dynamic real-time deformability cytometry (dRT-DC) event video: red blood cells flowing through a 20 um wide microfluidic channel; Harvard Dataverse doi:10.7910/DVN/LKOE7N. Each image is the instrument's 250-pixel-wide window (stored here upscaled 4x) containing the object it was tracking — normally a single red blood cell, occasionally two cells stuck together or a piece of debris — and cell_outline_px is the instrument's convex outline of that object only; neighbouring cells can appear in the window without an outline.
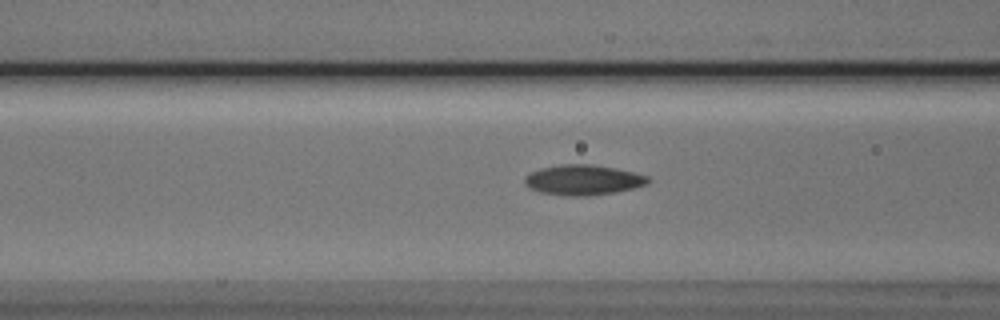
{"species": "Egyptian fruit bat (a non-hibernating species)", "species_latin": "Rousettus aegyptiacus", "temperature_condition": "cold", "stored_images_in_passage": 7, "camera_frame_rate_fps": 3000, "um_per_image_px": 0.085, "animal": {"sex": "male"}, "frame": {"image": 1, "passage_image": 5, "time_ms": 1.333, "image_size_px": [1000, 320], "cell_outline_px": [[652, 180], [648, 184], [616, 192], [588, 196], [564, 196], [540, 192], [528, 188], [524, 184], [524, 176], [528, 172], [540, 168], [560, 164], [592, 164], [616, 168], [648, 176]], "centroid_in_image_um": [49.52, 15.29], "position_along_channel_um": 117.1, "area_um2": 22.08}}